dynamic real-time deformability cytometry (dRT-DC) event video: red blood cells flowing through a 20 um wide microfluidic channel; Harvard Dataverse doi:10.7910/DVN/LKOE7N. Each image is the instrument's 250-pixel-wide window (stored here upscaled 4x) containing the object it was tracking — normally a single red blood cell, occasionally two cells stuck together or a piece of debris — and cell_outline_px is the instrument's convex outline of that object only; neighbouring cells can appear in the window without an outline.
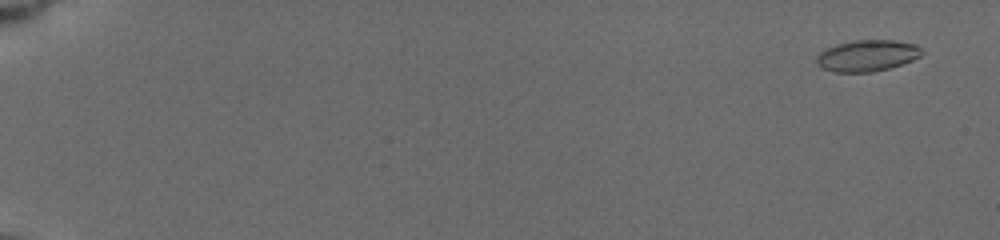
{"species": "common noctule bat (a hibernating species)", "species_latin": "Nyctalus noctula", "temperature_condition": "cold", "stored_images_in_passage": 58, "camera_frame_rate_fps": 3000, "um_per_image_px": 0.085, "animal": {"sex": "female", "body_mass_g": 19.5, "forearm_length_mm": 54.1}, "frame": {"image": 1, "passage_image": 4, "time_ms": 1.0, "image_size_px": [1000, 240], "cell_outline_px": [[924, 52], [920, 56], [912, 60], [888, 68], [872, 72], [836, 72], [820, 68], [816, 64], [816, 56], [820, 52], [836, 44], [856, 40], [892, 40], [916, 44]], "centroid_in_image_um": [73.68, 4.73], "position_along_channel_um": 11.3, "area_um2": 19.19}}
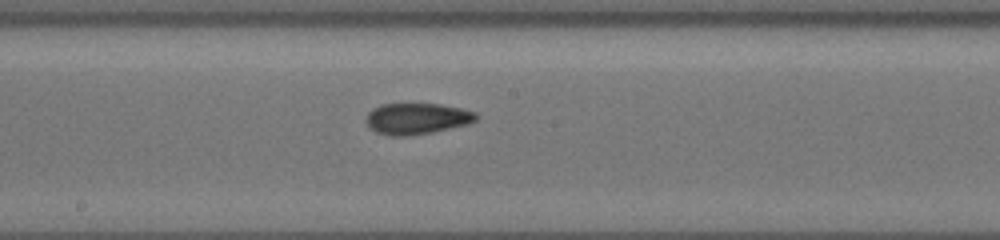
{"frame": {"image": 2, "passage_image": 35, "time_ms": 11.333, "image_size_px": [1000, 240], "cell_outline_px": [[476, 120], [468, 124], [432, 132], [408, 136], [388, 136], [376, 132], [368, 128], [364, 120], [368, 112], [372, 108], [380, 104], [440, 104], [460, 108], [476, 112]], "centroid_in_image_um": [35.36, 10.09], "position_along_channel_um": 212.8, "area_um2": 20.17}}
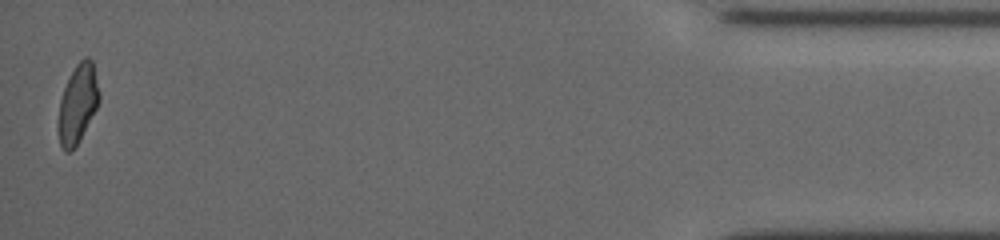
{"frame": {"image": 3, "passage_image": 58, "time_ms": 19.0, "image_size_px": [1000, 240], "cell_outline_px": [[100, 100], [96, 108], [76, 144], [68, 152], [64, 152], [60, 144], [56, 128], [60, 100], [64, 88], [76, 64], [84, 56], [88, 56], [92, 60], [100, 92]], "centroid_in_image_um": [6.59, 8.8], "position_along_channel_um": 428.6, "area_um2": 18.61}, "authors_computed_cell_mechanics": {"area_um2": 19.3341, "velocity_mm_per_s": 3.771, "shape_relaxation_time_tau1_ms": 6.8499, "shape_relaxation_time_tau2_ms": 3.3472, "deformation_change_tau1": 0.143, "deformation_change_tau2": 0.0933}}